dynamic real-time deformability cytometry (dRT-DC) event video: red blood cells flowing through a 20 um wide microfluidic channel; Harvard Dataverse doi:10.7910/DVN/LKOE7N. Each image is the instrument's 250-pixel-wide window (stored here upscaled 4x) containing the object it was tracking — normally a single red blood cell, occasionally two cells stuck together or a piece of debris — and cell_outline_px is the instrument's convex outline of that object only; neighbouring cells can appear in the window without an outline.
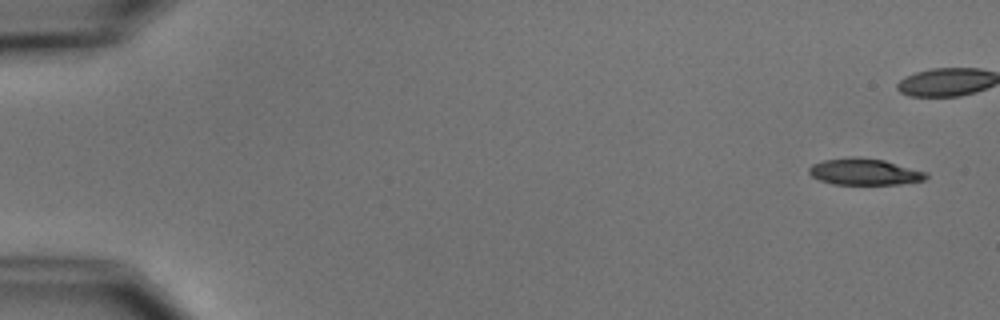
{"species": "common noctule bat (a hibernating species)", "species_latin": "Nyctalus noctula", "temperature_condition": "cold", "stored_images_in_passage": 2, "camera_frame_rate_fps": 3000, "um_per_image_px": 0.085, "animal": {"sex": "male", "body_mass_g": 15.6}, "frame": {"image": 1, "passage_image": 1, "time_ms": 0.0, "image_size_px": [1000, 320], "cell_outline_px": [[928, 176], [924, 180], [900, 184], [832, 184], [820, 180], [812, 176], [808, 172], [808, 168], [812, 164], [824, 160], [852, 156], [856, 156], [884, 160], [928, 172]], "centroid_in_image_um": [73.48, 14.59], "position_along_channel_um": 11.5, "area_um2": 18.15}}